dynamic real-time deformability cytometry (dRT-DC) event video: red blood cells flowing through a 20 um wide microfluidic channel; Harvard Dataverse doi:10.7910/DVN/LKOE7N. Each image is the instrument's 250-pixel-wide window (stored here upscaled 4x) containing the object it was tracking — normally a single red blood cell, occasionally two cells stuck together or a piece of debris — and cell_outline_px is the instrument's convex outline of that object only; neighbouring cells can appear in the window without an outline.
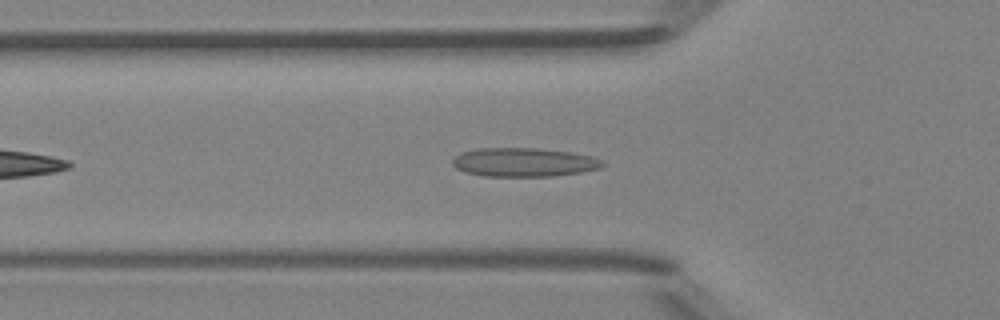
{"species": "Egyptian fruit bat (a non-hibernating species)", "species_latin": "Rousettus aegyptiacus", "temperature_condition": "room temperature", "stored_images_in_passage": 37, "camera_frame_rate_fps": 3000, "um_per_image_px": 0.085, "animal": {"sex": "female"}, "frame": {"image": 1, "passage_image": 7, "time_ms": 2.0, "image_size_px": [1000, 320], "cell_outline_px": [[608, 164], [600, 168], [580, 172], [552, 176], [484, 176], [464, 172], [456, 168], [452, 164], [452, 160], [460, 152], [480, 148], [536, 148], [572, 152], [592, 156], [604, 160]], "centroid_in_image_um": [44.56, 13.79], "position_along_channel_um": 81.2, "area_um2": 25.37}}
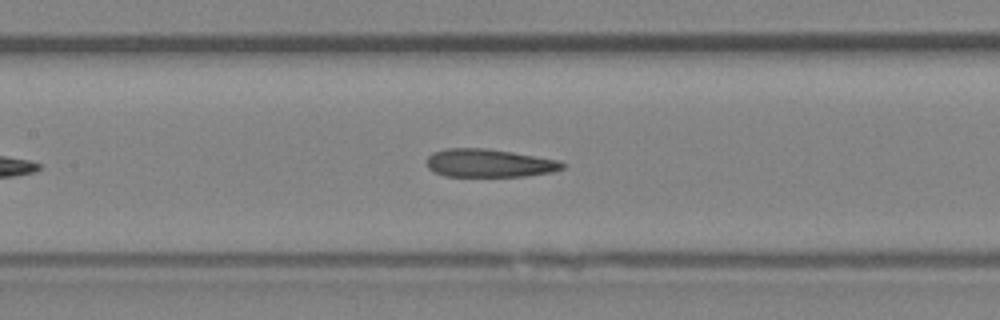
{"frame": {"image": 2, "passage_image": 13, "time_ms": 4.0, "image_size_px": [1000, 320], "cell_outline_px": [[568, 164], [564, 168], [552, 172], [524, 176], [444, 176], [428, 168], [428, 156], [432, 152], [444, 148], [488, 148], [512, 152], [556, 160]], "centroid_in_image_um": [41.57, 13.86], "position_along_channel_um": 165.8, "area_um2": 22.2}}
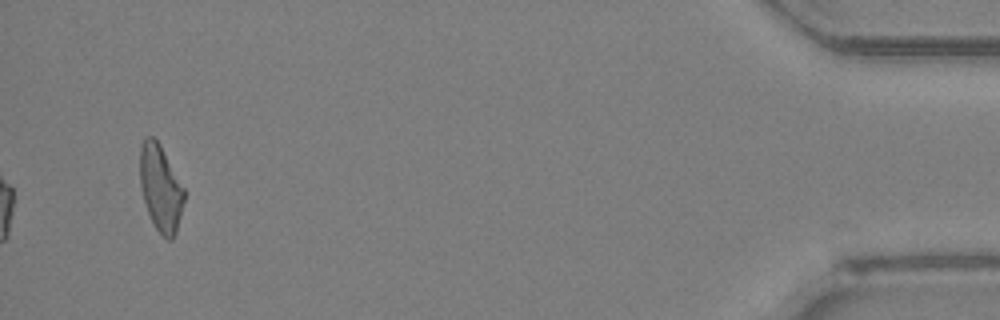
{"frame": {"image": 3, "passage_image": 37, "time_ms": 12.0, "image_size_px": [1000, 320], "cell_outline_px": [[184, 200], [176, 232], [172, 240], [168, 240], [156, 228], [148, 212], [144, 200], [140, 184], [140, 144], [148, 136], [152, 136], [160, 144], [184, 188]], "centroid_in_image_um": [13.64, 15.97], "position_along_channel_um": 421.6, "area_um2": 21.85}, "authors_computed_cell_mechanics": {"area_um2": 22.7732, "velocity_mm_per_s": 4.2266, "shape_relaxation_time_tau1_ms": null, "shape_relaxation_time_tau2_ms": 3.3898, "deformation_change_tau1": null, "deformation_change_tau2": 0.1252}}